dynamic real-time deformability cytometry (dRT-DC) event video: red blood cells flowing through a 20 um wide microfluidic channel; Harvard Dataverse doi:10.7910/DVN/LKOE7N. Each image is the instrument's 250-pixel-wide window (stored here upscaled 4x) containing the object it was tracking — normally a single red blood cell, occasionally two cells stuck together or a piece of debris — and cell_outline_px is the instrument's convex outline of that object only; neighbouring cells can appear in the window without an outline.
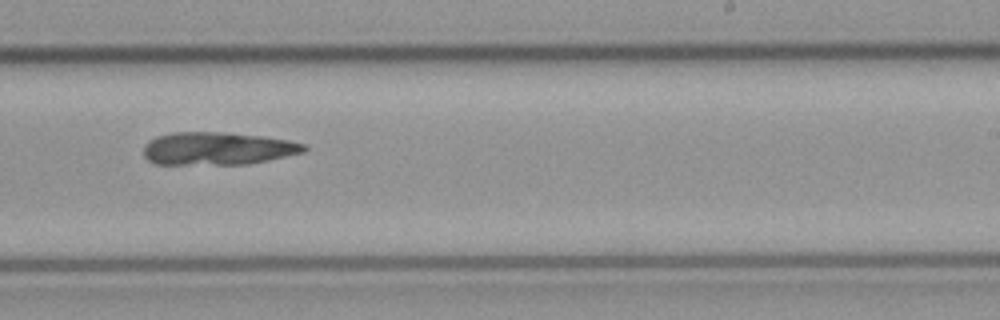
{"species": "common noctule bat (a hibernating species)", "species_latin": "Nyctalus noctula", "temperature_condition": "cold", "stored_images_in_passage": 15, "camera_frame_rate_fps": 3000, "um_per_image_px": 0.085, "animal": {"sex": "male", "body_mass_g": 23.1, "forearm_length_mm": 52.7}, "frame": {"image": 1, "passage_image": 9, "time_ms": 2.667, "image_size_px": [1000, 320], "cell_outline_px": [[308, 148], [304, 152], [268, 160], [248, 164], [156, 164], [148, 160], [144, 156], [144, 144], [148, 140], [156, 136], [172, 132], [216, 132], [260, 136], [288, 140], [304, 144]], "centroid_in_image_um": [18.45, 12.62], "position_along_channel_um": 270.6, "area_um2": 30.58}}